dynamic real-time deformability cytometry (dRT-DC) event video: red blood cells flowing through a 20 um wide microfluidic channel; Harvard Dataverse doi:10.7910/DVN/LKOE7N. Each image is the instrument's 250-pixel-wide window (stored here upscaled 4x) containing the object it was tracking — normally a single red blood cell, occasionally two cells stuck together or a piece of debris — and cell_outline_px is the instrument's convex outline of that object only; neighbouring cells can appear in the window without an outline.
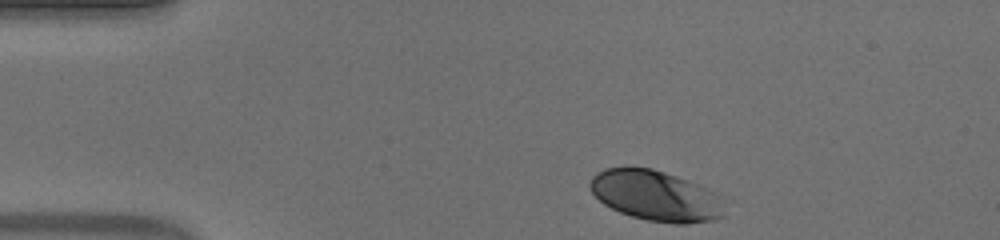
{"species": "human", "species_latin": "Homo sapiens", "temperature_condition": "warm", "stored_images_in_passage": 38, "camera_frame_rate_fps": 3000, "um_per_image_px": 0.085, "donor": {"sex": "male"}, "frame": {"image": 1, "passage_image": 1, "time_ms": 0.0, "image_size_px": [1000, 240], "cell_outline_px": [[724, 216], [712, 220], [688, 224], [676, 224], [648, 220], [632, 216], [620, 212], [604, 204], [592, 192], [588, 184], [592, 176], [596, 172], [604, 168], [624, 164], [652, 168], [676, 176], [696, 184], [724, 196]], "centroid_in_image_um": [55.72, 16.6], "position_along_channel_um": 29.3, "area_um2": 40.23}}
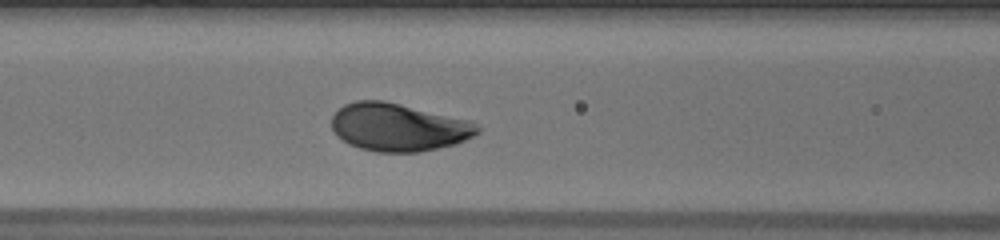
{"frame": {"image": 2, "passage_image": 14, "time_ms": 4.333, "image_size_px": [1000, 240], "cell_outline_px": [[480, 132], [456, 144], [420, 152], [376, 152], [360, 148], [336, 136], [332, 128], [332, 116], [344, 104], [356, 100], [384, 100], [468, 120], [476, 124], [480, 128]], "centroid_in_image_um": [33.85, 10.81], "position_along_channel_um": 132.7, "area_um2": 40.46}}
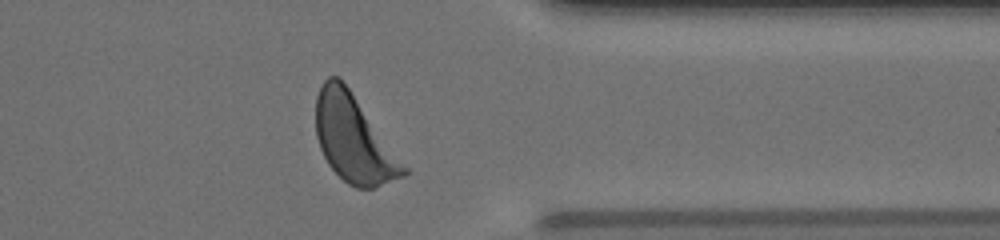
{"frame": {"image": 3, "passage_image": 34, "time_ms": 11.0, "image_size_px": [1000, 240], "cell_outline_px": [[408, 172], [404, 176], [372, 188], [356, 188], [348, 184], [328, 164], [320, 148], [316, 136], [316, 96], [324, 80], [328, 76], [340, 76], [408, 168]], "centroid_in_image_um": [30.05, 11.8], "position_along_channel_um": 381.3, "area_um2": 43.99}, "authors_computed_cell_mechanics": {"area_um2": 40.6623, "velocity_mm_per_s": 3.8625, "shape_relaxation_time_tau1_ms": 1.34, "shape_relaxation_time_tau2_ms": 9.9403, "deformation_change_tau1": 0.1262, "deformation_change_tau2": 0.221}}